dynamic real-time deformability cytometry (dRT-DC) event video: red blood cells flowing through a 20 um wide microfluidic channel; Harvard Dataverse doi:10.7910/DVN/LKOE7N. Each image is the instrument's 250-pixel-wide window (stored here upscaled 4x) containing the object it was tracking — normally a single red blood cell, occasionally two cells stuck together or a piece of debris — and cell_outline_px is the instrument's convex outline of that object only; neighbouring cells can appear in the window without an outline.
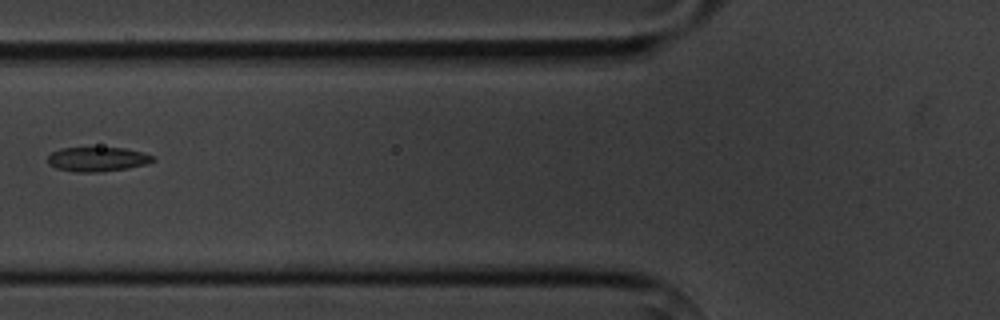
{"species": "common noctule bat (a hibernating species)", "species_latin": "Nyctalus noctula", "temperature_condition": "cold", "stored_images_in_passage": 4, "camera_frame_rate_fps": 3000, "um_per_image_px": 0.085, "animal": {"sex": "male", "body_mass_g": 20.1, "forearm_length_mm": 53.5}, "frame": {"image": 1, "passage_image": 4, "time_ms": 4.333, "image_size_px": [1000, 320], "cell_outline_px": [[156, 160], [148, 164], [128, 168], [100, 172], [76, 172], [56, 168], [48, 164], [48, 156], [52, 152], [60, 148], [124, 148], [144, 152], [156, 156]], "centroid_in_image_um": [8.33, 13.53], "position_along_channel_um": 117.5, "area_um2": 15.14}}